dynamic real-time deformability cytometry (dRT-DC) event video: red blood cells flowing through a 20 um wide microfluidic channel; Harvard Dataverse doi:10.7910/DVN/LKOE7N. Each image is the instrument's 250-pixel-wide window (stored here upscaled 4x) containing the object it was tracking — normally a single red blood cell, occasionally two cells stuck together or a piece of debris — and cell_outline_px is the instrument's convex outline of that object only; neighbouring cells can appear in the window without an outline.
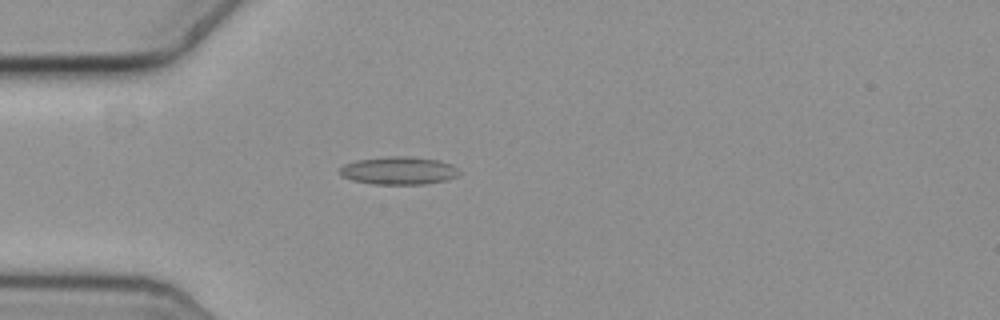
{"species": "common noctule bat (a hibernating species)", "species_latin": "Nyctalus noctula", "temperature_condition": "cold", "stored_images_in_passage": 51, "camera_frame_rate_fps": 3000, "um_per_image_px": 0.085, "animal": {"sex": "female", "body_mass_g": 19.3, "forearm_length_mm": 54.1}, "frame": {"image": 1, "passage_image": 10, "time_ms": 3.0, "image_size_px": [1000, 320], "cell_outline_px": [[460, 172], [456, 176], [444, 180], [424, 184], [372, 184], [352, 180], [340, 176], [340, 168], [344, 164], [356, 160], [388, 156], [408, 156], [440, 160], [452, 164]], "centroid_in_image_um": [33.86, 14.49], "position_along_channel_um": 51.1, "area_um2": 19.42}}
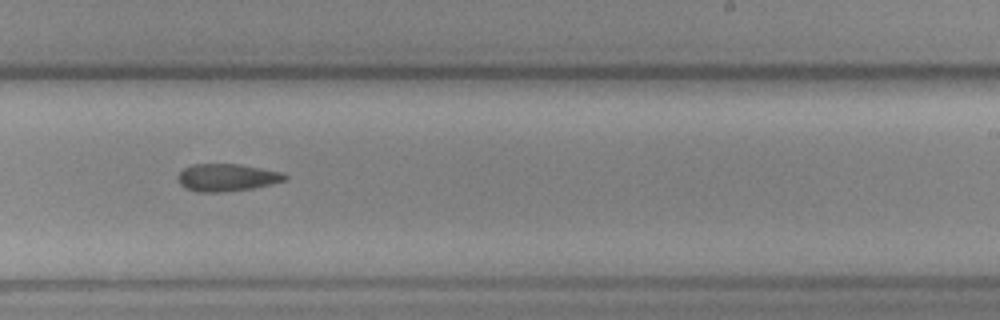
{"frame": {"image": 2, "passage_image": 29, "time_ms": 9.333, "image_size_px": [1000, 320], "cell_outline_px": [[288, 180], [252, 188], [220, 192], [196, 192], [184, 188], [180, 184], [176, 176], [184, 168], [192, 164], [240, 164], [284, 172], [288, 176]], "centroid_in_image_um": [19.29, 15.08], "position_along_channel_um": 269.7, "area_um2": 17.28}}
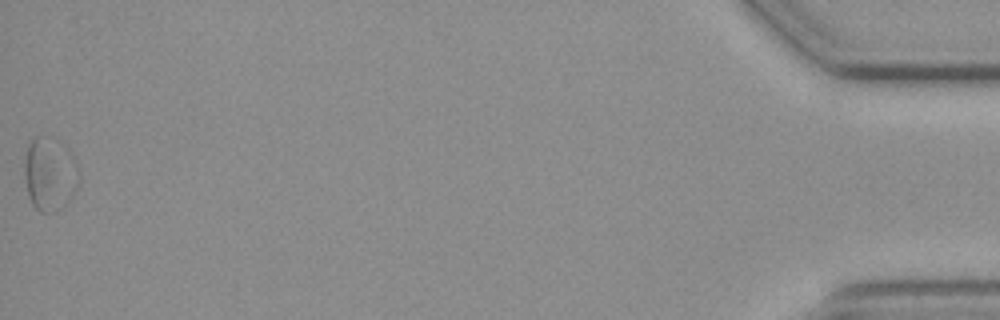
{"frame": {"image": 3, "passage_image": 51, "time_ms": 16.667, "image_size_px": [1000, 320], "cell_outline_px": [[80, 184], [68, 204], [52, 212], [40, 212], [32, 204], [28, 192], [24, 176], [24, 160], [28, 144], [36, 136], [40, 136], [68, 148], [80, 168]], "centroid_in_image_um": [4.27, 14.84], "position_along_channel_um": 430.9, "area_um2": 23.47}}